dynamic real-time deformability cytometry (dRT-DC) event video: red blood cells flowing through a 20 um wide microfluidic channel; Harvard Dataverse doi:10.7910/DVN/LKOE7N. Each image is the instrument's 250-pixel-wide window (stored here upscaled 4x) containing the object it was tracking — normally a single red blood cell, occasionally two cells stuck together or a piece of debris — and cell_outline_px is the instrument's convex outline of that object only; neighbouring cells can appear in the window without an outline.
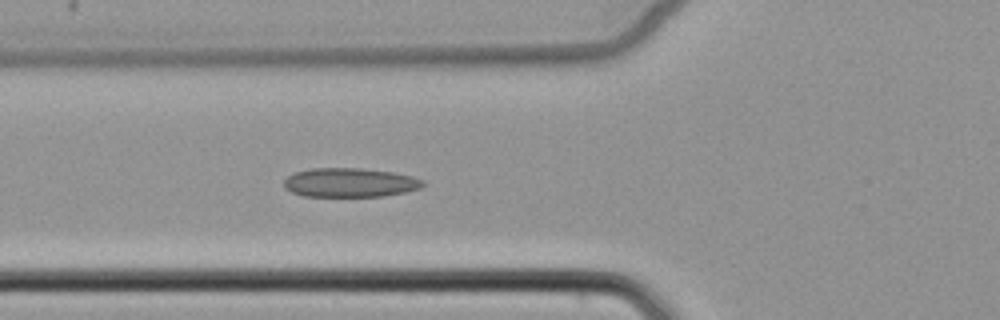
{"species": "common noctule bat (a hibernating species)", "species_latin": "Nyctalus noctula", "temperature_condition": "cold", "stored_images_in_passage": 6, "camera_frame_rate_fps": 3000, "um_per_image_px": 0.085, "animal": {"sex": "female", "body_mass_g": 22.7, "forearm_length_mm": 54.2}, "frame": {"image": 1, "passage_image": 6, "time_ms": 6.333, "image_size_px": [1000, 320], "cell_outline_px": [[424, 184], [420, 188], [404, 192], [384, 196], [304, 196], [292, 192], [284, 188], [284, 180], [288, 176], [296, 172], [312, 168], [360, 168], [392, 172], [412, 176], [424, 180]], "centroid_in_image_um": [29.74, 15.52], "position_along_channel_um": 96.1, "area_um2": 23.47}}